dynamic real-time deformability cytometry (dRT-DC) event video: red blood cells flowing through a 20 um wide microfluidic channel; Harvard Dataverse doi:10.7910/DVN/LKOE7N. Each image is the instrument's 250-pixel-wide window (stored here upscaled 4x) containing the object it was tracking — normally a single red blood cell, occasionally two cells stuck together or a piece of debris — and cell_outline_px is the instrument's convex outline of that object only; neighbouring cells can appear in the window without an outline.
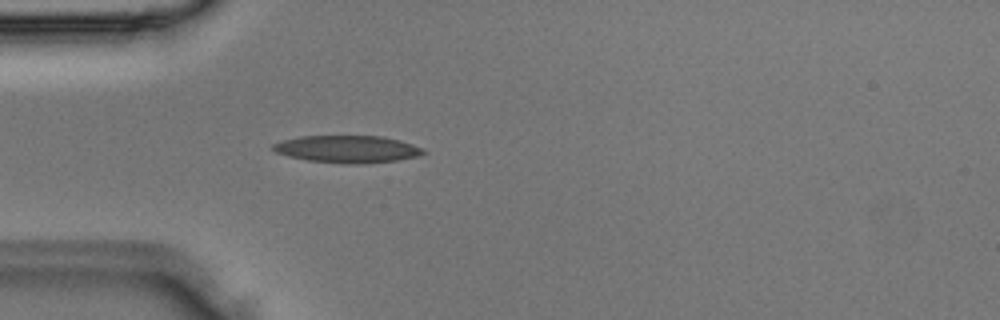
{"species": "Egyptian fruit bat (a non-hibernating species)", "species_latin": "Rousettus aegyptiacus", "temperature_condition": "room temperature", "stored_images_in_passage": 2, "camera_frame_rate_fps": 3000, "um_per_image_px": 0.085, "animal": {"sex": "male"}, "frame": {"image": 1, "passage_image": 2, "time_ms": 0.333, "image_size_px": [1000, 320], "cell_outline_px": [[428, 152], [416, 156], [396, 160], [360, 164], [344, 164], [308, 160], [288, 156], [276, 152], [272, 148], [272, 144], [284, 140], [300, 136], [384, 136], [400, 140], [424, 148]], "centroid_in_image_um": [29.55, 12.67], "position_along_channel_um": 55.5, "area_um2": 23.87}}